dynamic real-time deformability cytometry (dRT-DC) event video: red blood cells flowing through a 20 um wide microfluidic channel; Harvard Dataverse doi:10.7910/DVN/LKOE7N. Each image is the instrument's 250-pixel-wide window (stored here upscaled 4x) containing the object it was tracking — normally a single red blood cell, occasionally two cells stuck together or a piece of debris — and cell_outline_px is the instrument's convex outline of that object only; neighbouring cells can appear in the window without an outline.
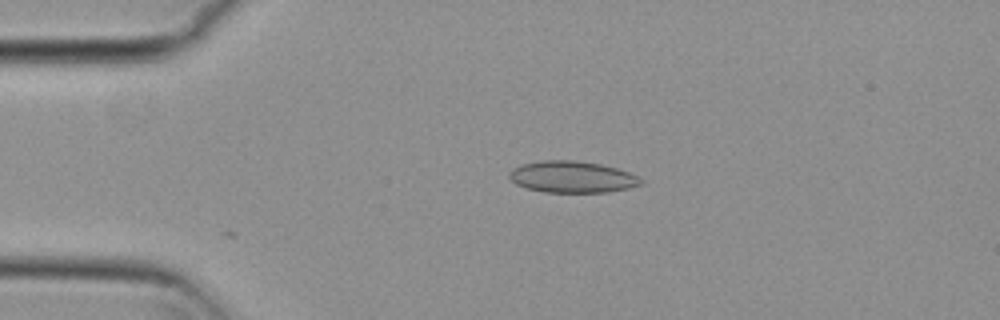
{"species": "common noctule bat (a hibernating species)", "species_latin": "Nyctalus noctula", "temperature_condition": "cold", "stored_images_in_passage": 32, "camera_frame_rate_fps": 3000, "um_per_image_px": 0.085, "animal": {"sex": "female", "body_mass_g": 29.2, "forearm_length_mm": 56.3}, "frame": {"image": 1, "passage_image": 1, "time_ms": 0.0, "image_size_px": [1000, 320], "cell_outline_px": [[644, 184], [628, 188], [608, 192], [544, 192], [528, 188], [516, 184], [508, 176], [508, 172], [512, 168], [520, 164], [540, 160], [576, 160], [600, 164], [616, 168], [628, 172], [644, 180]], "centroid_in_image_um": [48.61, 15.03], "position_along_channel_um": 36.4, "area_um2": 24.33}}
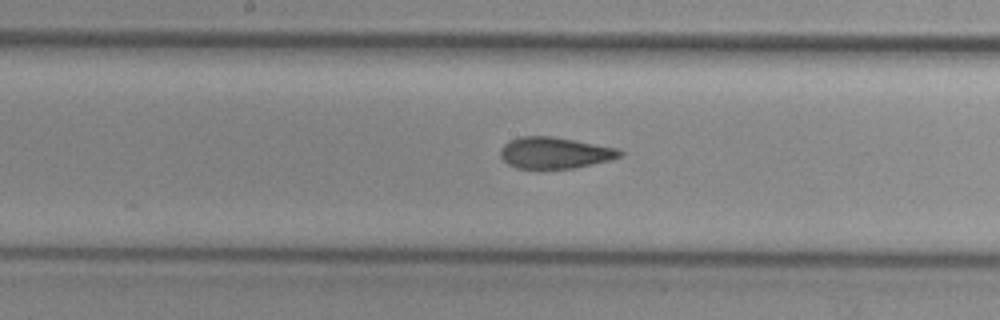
{"frame": {"image": 2, "passage_image": 17, "time_ms": 5.333, "image_size_px": [1000, 320], "cell_outline_px": [[624, 156], [612, 160], [576, 168], [516, 168], [508, 164], [500, 156], [500, 148], [508, 140], [520, 136], [552, 136], [616, 148], [624, 152]], "centroid_in_image_um": [47.16, 12.99], "position_along_channel_um": 201.0, "area_um2": 21.96}}
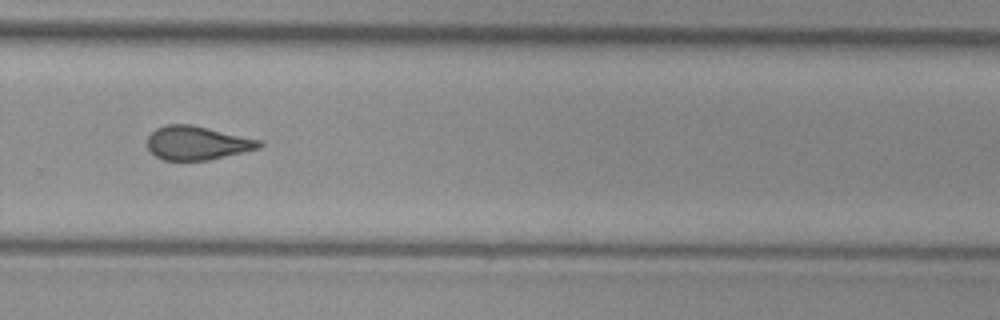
{"frame": {"image": 3, "passage_image": 26, "time_ms": 8.333, "image_size_px": [1000, 320], "cell_outline_px": [[264, 144], [260, 148], [244, 152], [208, 160], [164, 160], [156, 156], [148, 148], [148, 136], [156, 128], [168, 124], [192, 124], [260, 140]], "centroid_in_image_um": [16.77, 12.15], "position_along_channel_um": 313.0, "area_um2": 21.91}, "authors_computed_cell_mechanics": {"area_um2": 22.3108, "velocity_mm_per_s": 3.7535, "shape_relaxation_time_tau1_ms": null, "shape_relaxation_time_tau2_ms": 1.9041, "deformation_change_tau1": null, "deformation_change_tau2": 0.0708}}